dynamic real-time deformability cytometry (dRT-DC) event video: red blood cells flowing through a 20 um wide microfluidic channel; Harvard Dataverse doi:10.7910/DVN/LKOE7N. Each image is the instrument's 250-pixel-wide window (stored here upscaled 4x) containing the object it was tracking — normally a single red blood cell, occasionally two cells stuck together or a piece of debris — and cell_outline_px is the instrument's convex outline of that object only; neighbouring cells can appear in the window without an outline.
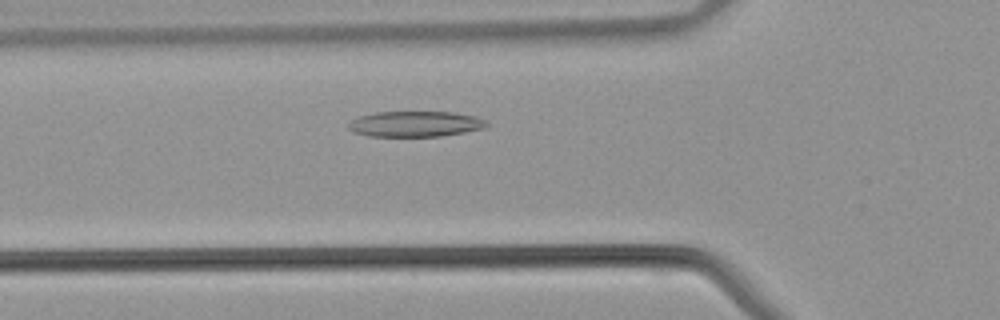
{"species": "common noctule bat (a hibernating species)", "species_latin": "Nyctalus noctula", "temperature_condition": "warm", "stored_images_in_passage": 30, "camera_frame_rate_fps": 3000, "um_per_image_px": 0.085, "animal": {"sex": "male", "body_mass_g": 21.5, "forearm_length_mm": 52.0}, "frame": {"image": 1, "passage_image": 3, "time_ms": 0.667, "image_size_px": [1000, 320], "cell_outline_px": [[488, 124], [484, 128], [464, 132], [440, 136], [368, 136], [352, 132], [348, 128], [348, 124], [352, 120], [360, 116], [376, 112], [456, 112], [476, 116], [488, 120]], "centroid_in_image_um": [35.32, 10.53], "position_along_channel_um": 90.5, "area_um2": 20.69}}
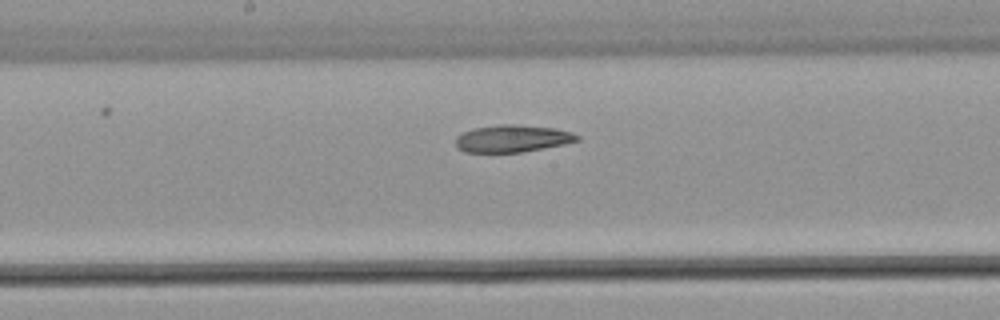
{"frame": {"image": 2, "passage_image": 10, "time_ms": 3.0, "image_size_px": [1000, 320], "cell_outline_px": [[580, 140], [564, 144], [520, 152], [464, 152], [456, 144], [456, 136], [472, 128], [500, 124], [516, 124], [556, 128], [572, 132], [580, 136]], "centroid_in_image_um": [43.57, 11.76], "position_along_channel_um": 204.6, "area_um2": 19.25}}
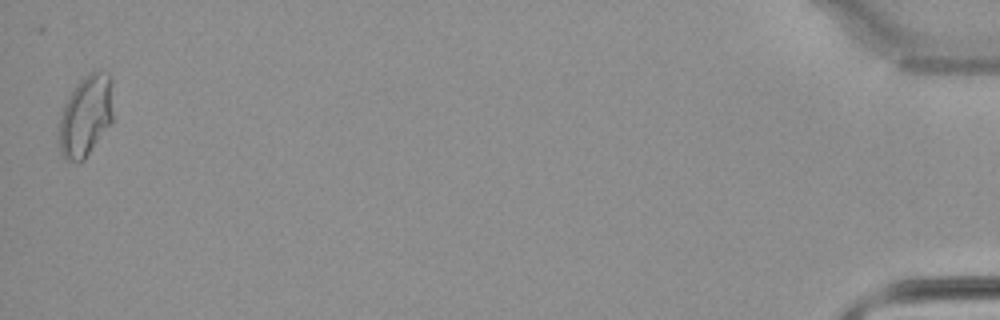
{"frame": {"image": 3, "passage_image": 30, "time_ms": 9.667, "image_size_px": [1000, 320], "cell_outline_px": [[112, 120], [84, 160], [64, 160], [60, 152], [56, 140], [56, 136], [60, 116], [64, 104], [68, 96], [76, 84], [88, 72], [108, 72], [112, 80]], "centroid_in_image_um": [7.24, 9.85], "position_along_channel_um": 428.0, "area_um2": 25.89}}